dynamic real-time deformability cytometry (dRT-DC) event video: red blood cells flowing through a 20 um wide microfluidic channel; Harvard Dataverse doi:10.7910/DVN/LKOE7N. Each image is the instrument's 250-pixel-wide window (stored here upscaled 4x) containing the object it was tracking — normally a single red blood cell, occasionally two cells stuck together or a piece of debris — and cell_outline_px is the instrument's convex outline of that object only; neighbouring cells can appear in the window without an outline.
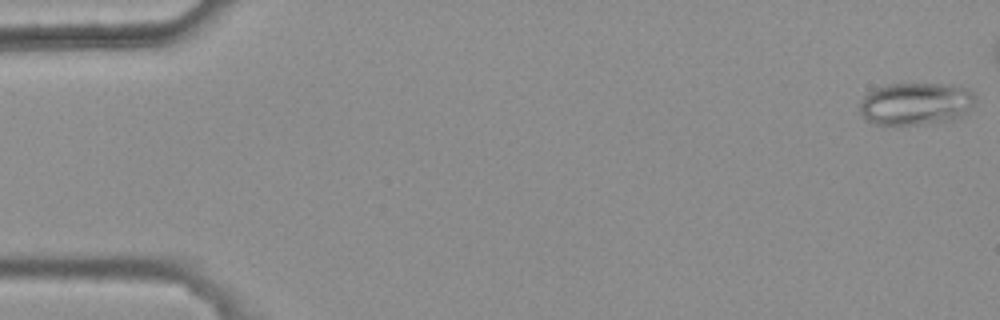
{"species": "common noctule bat (a hibernating species)", "species_latin": "Nyctalus noctula", "temperature_condition": "warm", "stored_images_in_passage": 6, "camera_frame_rate_fps": 3000, "um_per_image_px": 0.085, "animal": {"sex": "female", "body_mass_g": 25.1}, "frame": {"image": 1, "passage_image": 1, "time_ms": 0.0, "image_size_px": [1000, 320], "cell_outline_px": [[976, 100], [968, 112], [952, 120], [924, 124], [892, 128], [872, 124], [864, 120], [860, 112], [860, 104], [864, 96], [868, 92], [884, 84], [944, 84], [968, 88], [976, 96]], "centroid_in_image_um": [77.79, 8.86], "position_along_channel_um": 7.2, "area_um2": 29.54}}